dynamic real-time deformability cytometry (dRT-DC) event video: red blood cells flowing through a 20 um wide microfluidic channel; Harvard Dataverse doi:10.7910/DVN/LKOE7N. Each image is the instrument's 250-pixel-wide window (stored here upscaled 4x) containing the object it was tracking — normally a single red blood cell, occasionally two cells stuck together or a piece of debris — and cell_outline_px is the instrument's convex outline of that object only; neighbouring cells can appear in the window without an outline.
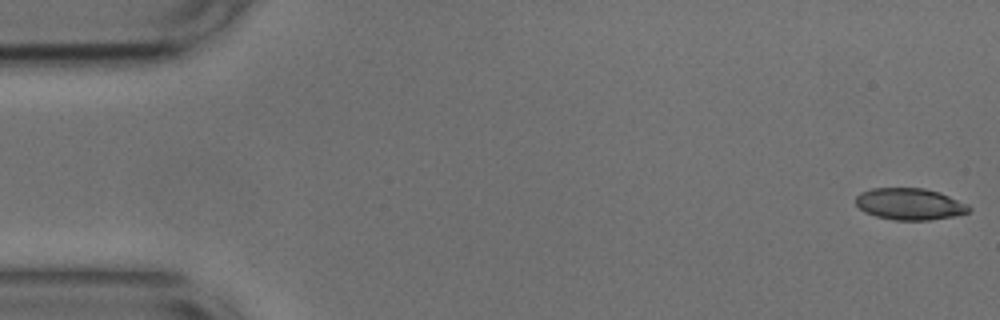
{"species": "common noctule bat (a hibernating species)", "species_latin": "Nyctalus noctula", "temperature_condition": "cold", "stored_images_in_passage": 52, "camera_frame_rate_fps": 3000, "um_per_image_px": 0.085, "animal": {"sex": "male", "body_mass_g": 17.9, "forearm_length_mm": 54.2}, "frame": {"image": 1, "passage_image": 1, "time_ms": 0.0, "image_size_px": [1000, 320], "cell_outline_px": [[972, 208], [968, 212], [952, 216], [928, 220], [892, 220], [876, 216], [864, 212], [856, 204], [856, 196], [860, 192], [872, 188], [924, 188], [940, 192], [968, 204]], "centroid_in_image_um": [77.31, 17.33], "position_along_channel_um": 7.7, "area_um2": 20.92}}
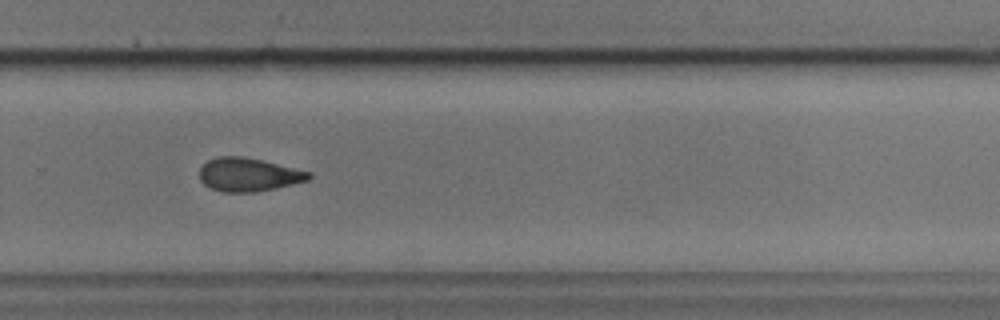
{"frame": {"image": 2, "passage_image": 35, "time_ms": 11.333, "image_size_px": [1000, 320], "cell_outline_px": [[312, 176], [308, 180], [292, 184], [256, 192], [224, 192], [212, 188], [204, 184], [200, 180], [200, 168], [208, 160], [220, 156], [244, 156], [312, 172]], "centroid_in_image_um": [21.13, 14.84], "position_along_channel_um": 308.7, "area_um2": 21.15}}
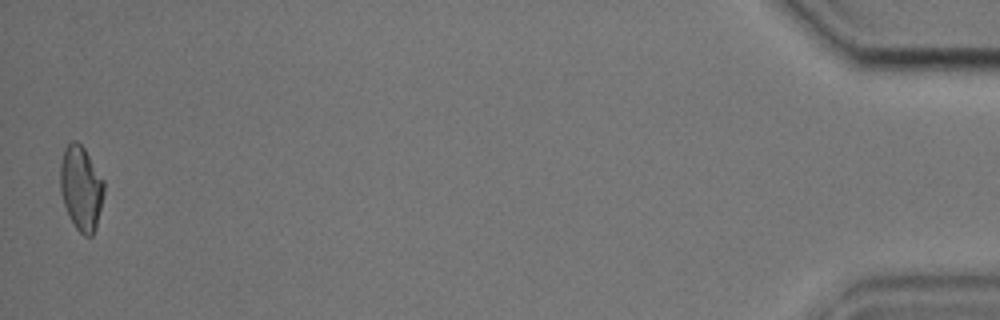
{"frame": {"image": 3, "passage_image": 52, "time_ms": 17.0, "image_size_px": [1000, 320], "cell_outline_px": [[104, 192], [96, 228], [92, 236], [84, 236], [76, 228], [68, 216], [60, 192], [60, 164], [64, 148], [72, 140], [76, 140], [84, 148], [104, 180]], "centroid_in_image_um": [6.88, 15.99], "position_along_channel_um": 428.3, "area_um2": 21.62}, "authors_computed_cell_mechanics": {"area_um2": 21.6461, "velocity_mm_per_s": 3.7591, "shape_relaxation_time_tau1_ms": 7.7006, "shape_relaxation_time_tau2_ms": 4.5389, "deformation_change_tau1": 0.1587, "deformation_change_tau2": 0.1111}}